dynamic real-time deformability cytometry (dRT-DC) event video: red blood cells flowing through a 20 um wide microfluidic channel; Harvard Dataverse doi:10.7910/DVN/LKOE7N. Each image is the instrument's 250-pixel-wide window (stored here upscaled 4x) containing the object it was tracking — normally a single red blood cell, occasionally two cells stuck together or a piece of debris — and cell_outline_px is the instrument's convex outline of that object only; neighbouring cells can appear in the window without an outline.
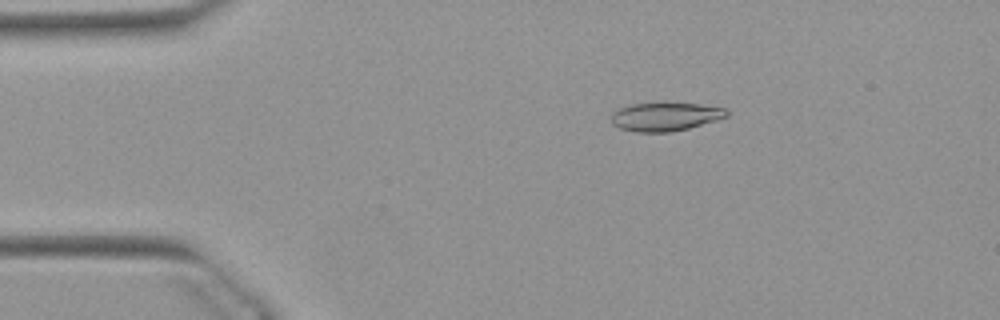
{"species": "Egyptian fruit bat (a non-hibernating species)", "species_latin": "Rousettus aegyptiacus", "temperature_condition": "warm", "stored_images_in_passage": 49, "camera_frame_rate_fps": 3000, "um_per_image_px": 0.085, "animal": {"sex": "female"}, "frame": {"image": 1, "passage_image": 6, "time_ms": 1.667, "image_size_px": [1000, 320], "cell_outline_px": [[728, 116], [716, 120], [688, 128], [668, 132], [636, 132], [620, 128], [612, 124], [612, 112], [620, 108], [632, 104], [664, 100], [700, 104], [724, 108], [728, 112]], "centroid_in_image_um": [56.53, 9.87], "position_along_channel_um": 28.5, "area_um2": 19.71}}
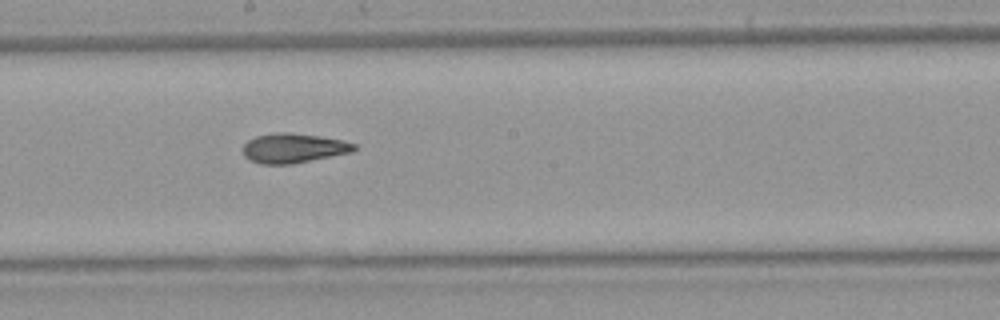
{"frame": {"image": 2, "passage_image": 25, "time_ms": 8.0, "image_size_px": [1000, 320], "cell_outline_px": [[356, 148], [352, 152], [292, 164], [260, 164], [244, 156], [244, 144], [248, 140], [256, 136], [276, 132], [288, 132], [320, 136], [340, 140], [356, 144]], "centroid_in_image_um": [24.94, 12.59], "position_along_channel_um": 223.3, "area_um2": 19.02}}
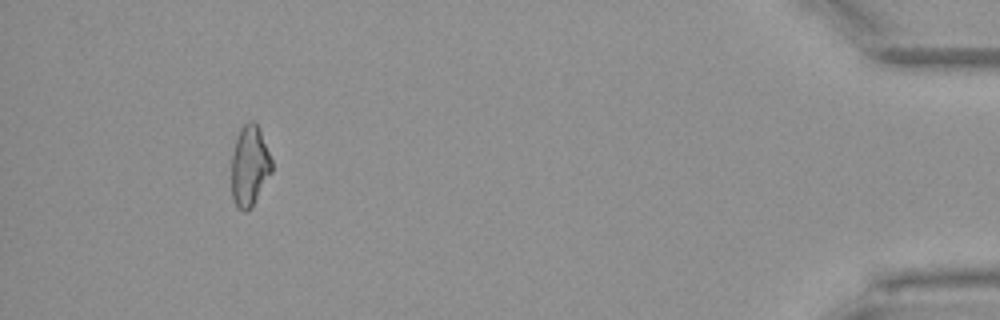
{"frame": {"image": 3, "passage_image": 45, "time_ms": 14.667, "image_size_px": [1000, 320], "cell_outline_px": [[272, 172], [252, 208], [244, 212], [236, 204], [232, 196], [232, 152], [240, 128], [248, 120], [252, 120], [256, 124], [260, 132], [272, 160]], "centroid_in_image_um": [21.22, 14.12], "position_along_channel_um": 414.0, "area_um2": 18.79}, "authors_computed_cell_mechanics": {"area_um2": 19.363, "velocity_mm_per_s": 3.9167, "shape_relaxation_time_tau1_ms": 6.7432, "shape_relaxation_time_tau2_ms": 3.4396, "deformation_change_tau1": 0.2013, "deformation_change_tau2": 0.1094}}